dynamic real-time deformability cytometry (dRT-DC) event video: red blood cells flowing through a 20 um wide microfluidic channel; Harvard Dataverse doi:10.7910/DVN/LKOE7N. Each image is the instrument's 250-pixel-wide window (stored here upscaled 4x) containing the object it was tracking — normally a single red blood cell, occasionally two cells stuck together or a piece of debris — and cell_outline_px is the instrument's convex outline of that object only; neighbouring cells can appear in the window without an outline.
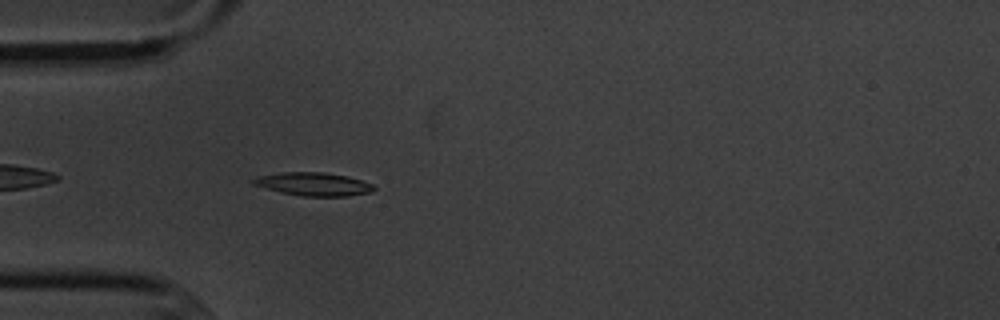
{"species": "common noctule bat (a hibernating species)", "species_latin": "Nyctalus noctula", "temperature_condition": "cold", "stored_images_in_passage": 4, "camera_frame_rate_fps": 3000, "um_per_image_px": 0.085, "animal": {"sex": "male", "body_mass_g": 20.1, "forearm_length_mm": 53.5}, "frame": {"image": 1, "passage_image": 4, "time_ms": 3.667, "image_size_px": [1000, 320], "cell_outline_px": [[376, 188], [372, 192], [348, 196], [300, 196], [280, 192], [252, 184], [248, 180], [256, 176], [284, 172], [324, 172], [344, 176], [360, 180], [372, 184]], "centroid_in_image_um": [26.59, 15.65], "position_along_channel_um": 58.4, "area_um2": 16.36}}